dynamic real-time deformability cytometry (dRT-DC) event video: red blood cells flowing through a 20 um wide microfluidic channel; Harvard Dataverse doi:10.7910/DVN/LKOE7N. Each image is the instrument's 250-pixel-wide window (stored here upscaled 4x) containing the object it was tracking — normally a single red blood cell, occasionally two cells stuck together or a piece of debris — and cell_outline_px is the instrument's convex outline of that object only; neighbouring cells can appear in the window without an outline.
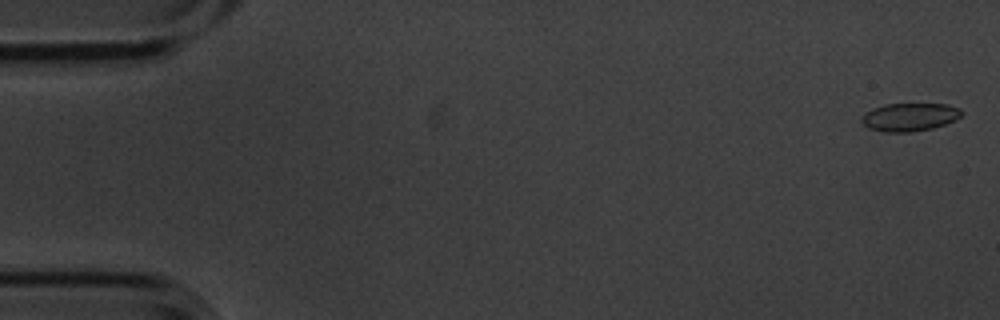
{"species": "common noctule bat (a hibernating species)", "species_latin": "Nyctalus noctula", "temperature_condition": "cold", "stored_images_in_passage": 5, "camera_frame_rate_fps": 3000, "um_per_image_px": 0.085, "animal": {"sex": "male", "body_mass_g": 20.1, "forearm_length_mm": 53.5}, "frame": {"image": 1, "passage_image": 1, "time_ms": 0.0, "image_size_px": [1000, 320], "cell_outline_px": [[964, 112], [956, 120], [932, 128], [912, 132], [884, 132], [868, 128], [860, 120], [860, 116], [864, 112], [872, 108], [884, 104], [948, 104], [960, 108]], "centroid_in_image_um": [77.29, 9.94], "position_along_channel_um": 7.7, "area_um2": 16.59}}
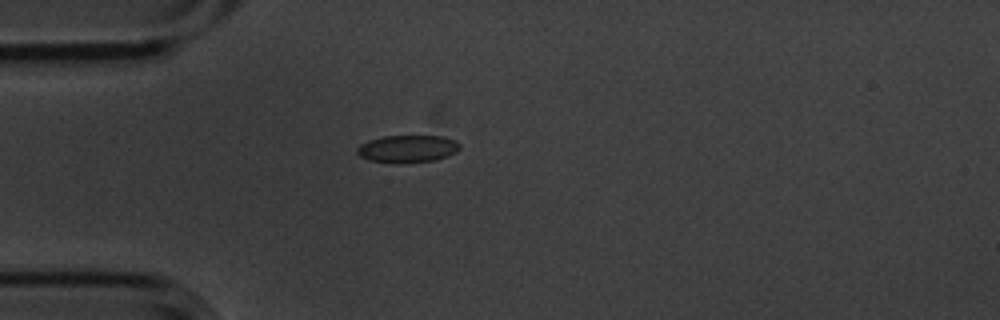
{"frame": {"image": 2, "passage_image": 5, "time_ms": 1.333, "image_size_px": [1000, 320], "cell_outline_px": [[460, 148], [456, 152], [448, 156], [432, 160], [400, 164], [372, 160], [360, 156], [356, 152], [356, 148], [360, 144], [368, 140], [384, 136], [444, 136], [456, 140], [460, 144]], "centroid_in_image_um": [34.65, 12.64], "position_along_channel_um": 50.3, "area_um2": 16.47}}